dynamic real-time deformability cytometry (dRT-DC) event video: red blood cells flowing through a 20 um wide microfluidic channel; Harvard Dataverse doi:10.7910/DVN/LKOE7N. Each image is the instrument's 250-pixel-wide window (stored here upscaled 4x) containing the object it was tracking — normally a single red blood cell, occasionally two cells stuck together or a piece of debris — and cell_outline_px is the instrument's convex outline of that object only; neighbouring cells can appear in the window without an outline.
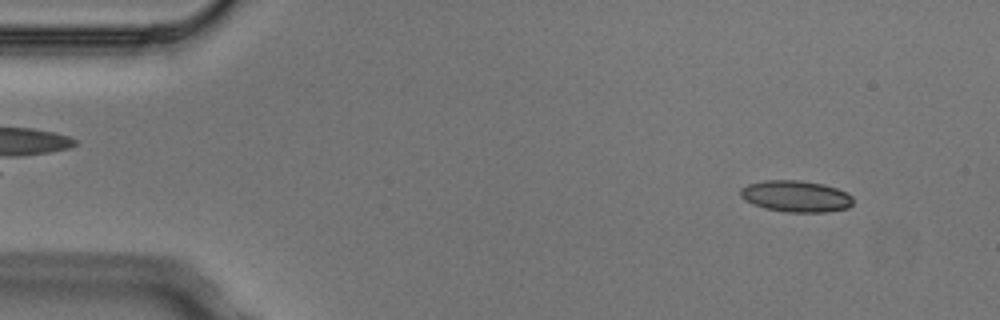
{"species": "Egyptian fruit bat (a non-hibernating species)", "species_latin": "Rousettus aegyptiacus", "temperature_condition": "cold", "stored_images_in_passage": 4, "camera_frame_rate_fps": 3000, "um_per_image_px": 0.085, "animal": {"sex": "male"}, "frame": {"image": 1, "passage_image": 1, "time_ms": 0.0, "image_size_px": [1000, 320], "cell_outline_px": [[852, 204], [848, 208], [828, 212], [784, 212], [764, 208], [752, 204], [744, 200], [740, 196], [740, 188], [748, 184], [764, 180], [800, 180], [824, 184], [848, 192], [852, 196]], "centroid_in_image_um": [67.64, 16.68], "position_along_channel_um": 17.4, "area_um2": 20.92}}